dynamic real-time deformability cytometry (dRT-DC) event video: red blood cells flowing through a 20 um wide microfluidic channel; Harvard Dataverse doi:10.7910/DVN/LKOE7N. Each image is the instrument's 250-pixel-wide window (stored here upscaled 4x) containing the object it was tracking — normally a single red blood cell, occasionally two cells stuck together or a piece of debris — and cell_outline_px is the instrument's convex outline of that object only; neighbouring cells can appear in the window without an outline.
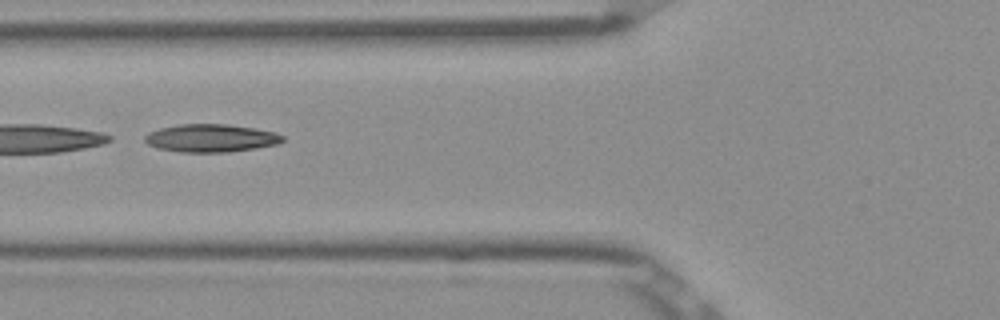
{"species": "Egyptian fruit bat (a non-hibernating species)", "species_latin": "Rousettus aegyptiacus", "temperature_condition": "room temperature", "stored_images_in_passage": 31, "camera_frame_rate_fps": 3000, "um_per_image_px": 0.085, "frame": {"image": 1, "passage_image": 20, "time_ms": 6.333, "image_size_px": [1000, 320], "cell_outline_px": [[284, 140], [276, 144], [256, 148], [228, 152], [180, 152], [156, 148], [148, 144], [144, 140], [144, 136], [148, 132], [160, 128], [180, 124], [228, 124], [276, 132], [284, 136]], "centroid_in_image_um": [17.9, 11.74], "position_along_channel_um": 107.9, "area_um2": 22.43}}
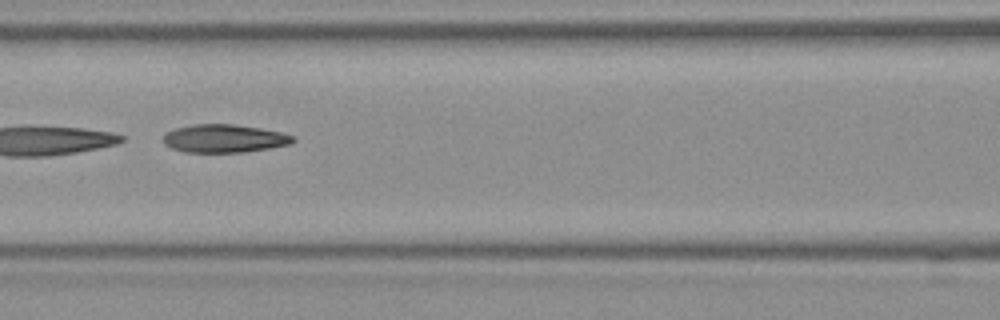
{"frame": {"image": 2, "passage_image": 23, "time_ms": 7.333, "image_size_px": [1000, 320], "cell_outline_px": [[296, 140], [292, 144], [244, 152], [184, 152], [172, 148], [164, 144], [160, 140], [168, 132], [176, 128], [192, 124], [232, 124], [260, 128], [280, 132], [296, 136]], "centroid_in_image_um": [19.07, 11.77], "position_along_channel_um": 147.5, "area_um2": 21.33}}